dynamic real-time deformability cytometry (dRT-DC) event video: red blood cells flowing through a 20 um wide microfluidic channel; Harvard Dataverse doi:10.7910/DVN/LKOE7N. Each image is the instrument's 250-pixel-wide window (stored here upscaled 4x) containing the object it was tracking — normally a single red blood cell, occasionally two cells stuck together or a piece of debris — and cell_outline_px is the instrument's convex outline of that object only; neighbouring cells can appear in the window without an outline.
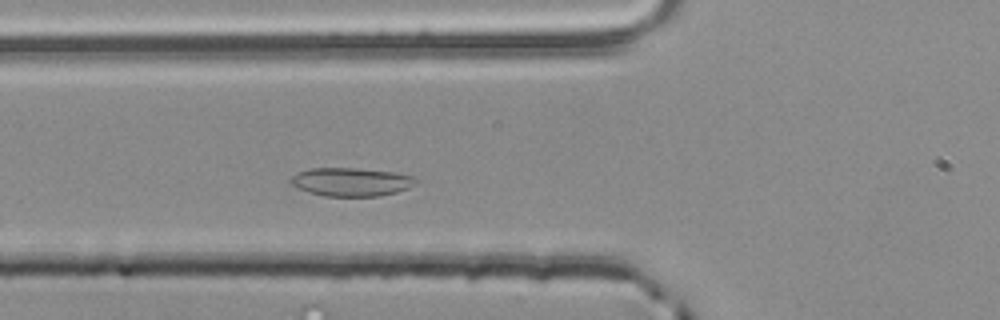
{"species": "common noctule bat (a hibernating species)", "species_latin": "Nyctalus noctula", "temperature_condition": "room temperature", "stored_images_in_passage": 31, "camera_frame_rate_fps": 3000, "um_per_image_px": 0.085, "animal": {"sex": "male", "body_mass_g": 20.4}, "frame": {"image": 1, "passage_image": 6, "time_ms": 1.667, "image_size_px": [1000, 320], "cell_outline_px": [[420, 180], [416, 184], [408, 188], [396, 192], [380, 196], [324, 196], [308, 192], [292, 184], [288, 180], [292, 176], [308, 168], [356, 168], [392, 172], [416, 176]], "centroid_in_image_um": [29.9, 15.46], "position_along_channel_um": 95.9, "area_um2": 20.81}}
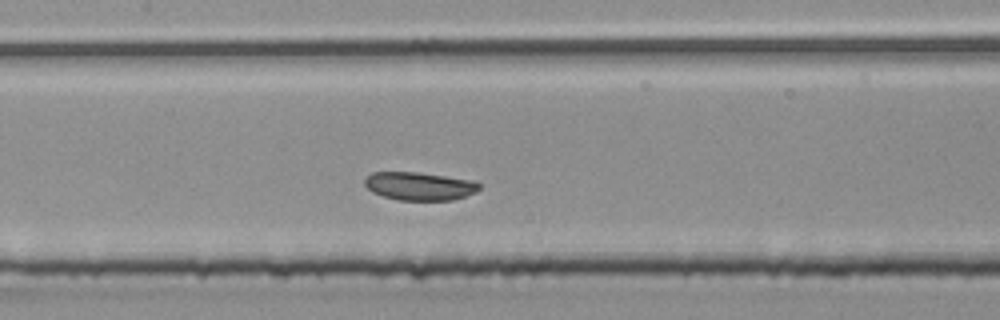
{"frame": {"image": 2, "passage_image": 12, "time_ms": 3.667, "image_size_px": [1000, 320], "cell_outline_px": [[480, 188], [476, 192], [452, 200], [400, 200], [384, 196], [372, 192], [364, 184], [364, 180], [372, 172], [416, 172], [472, 180], [480, 184]], "centroid_in_image_um": [35.65, 15.82], "position_along_channel_um": 171.8, "area_um2": 18.61}}
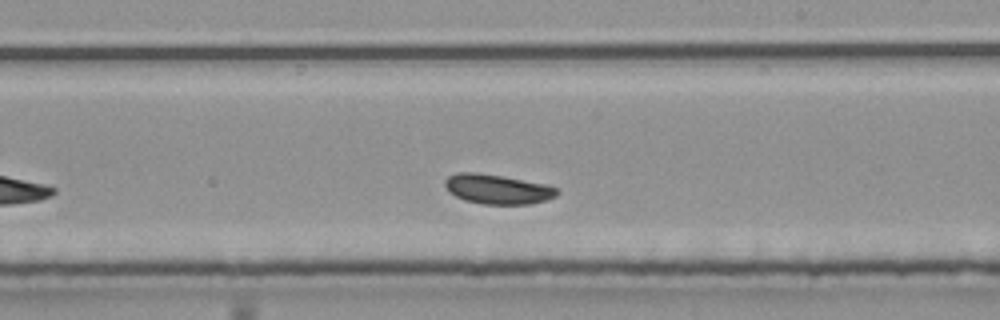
{"frame": {"image": 3, "passage_image": 18, "time_ms": 5.667, "image_size_px": [1000, 320], "cell_outline_px": [[560, 192], [556, 196], [548, 200], [532, 204], [484, 204], [464, 200], [448, 192], [444, 184], [444, 180], [448, 176], [456, 172], [476, 172], [500, 176], [544, 184], [556, 188]], "centroid_in_image_um": [42.26, 16.08], "position_along_channel_um": 246.7, "area_um2": 19.36}, "authors_computed_cell_mechanics": {"area_um2": 19.2474, "velocity_mm_per_s": 3.7738, "shape_relaxation_time_tau1_ms": 10.0896, "shape_relaxation_time_tau2_ms": null, "deformation_change_tau1": 0.1052, "deformation_change_tau2": null}}